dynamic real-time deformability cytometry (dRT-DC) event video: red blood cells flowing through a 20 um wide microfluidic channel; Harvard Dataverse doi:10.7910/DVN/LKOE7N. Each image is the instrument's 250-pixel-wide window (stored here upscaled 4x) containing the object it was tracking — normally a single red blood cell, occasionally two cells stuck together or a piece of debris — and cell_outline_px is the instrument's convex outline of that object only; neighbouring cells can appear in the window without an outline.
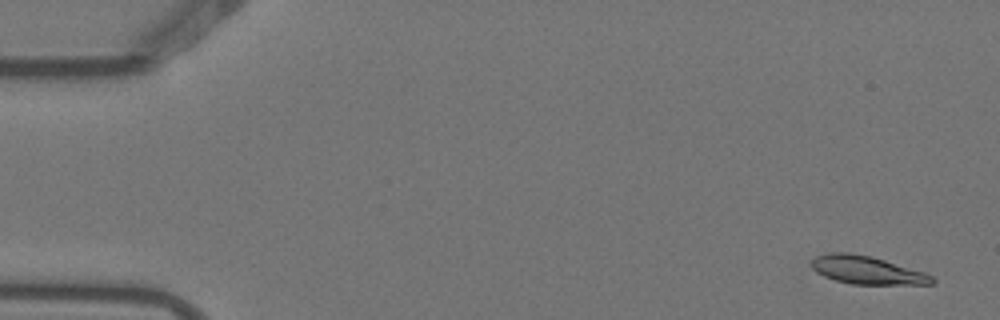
{"species": "Egyptian fruit bat (a non-hibernating species)", "species_latin": "Rousettus aegyptiacus", "temperature_condition": "warm", "stored_images_in_passage": 5, "segment_of_instrument_passage": [1, 2], "camera_frame_rate_fps": 3000, "um_per_image_px": 0.085, "animal": {"sex": "female"}, "frame": {"image": 1, "passage_image": 1, "time_ms": 0.0, "image_size_px": [1000, 320], "cell_outline_px": [[936, 284], [852, 284], [836, 280], [824, 276], [816, 272], [808, 264], [816, 256], [828, 252], [848, 252], [872, 256], [924, 272], [932, 276], [936, 280]], "centroid_in_image_um": [73.67, 22.95], "position_along_channel_um": 11.3, "area_um2": 19.83}}
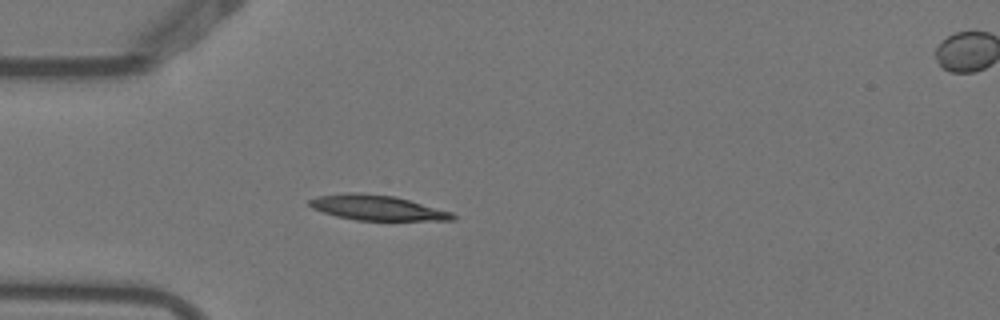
{"frame": {"image": 2, "passage_image": 4, "time_ms": 1.0, "image_size_px": [1000, 320], "cell_outline_px": [[456, 220], [356, 220], [336, 216], [312, 208], [308, 204], [308, 200], [316, 196], [344, 192], [360, 192], [396, 196], [452, 212], [456, 216]], "centroid_in_image_um": [32.03, 17.64], "position_along_channel_um": 53.0, "area_um2": 21.1}}